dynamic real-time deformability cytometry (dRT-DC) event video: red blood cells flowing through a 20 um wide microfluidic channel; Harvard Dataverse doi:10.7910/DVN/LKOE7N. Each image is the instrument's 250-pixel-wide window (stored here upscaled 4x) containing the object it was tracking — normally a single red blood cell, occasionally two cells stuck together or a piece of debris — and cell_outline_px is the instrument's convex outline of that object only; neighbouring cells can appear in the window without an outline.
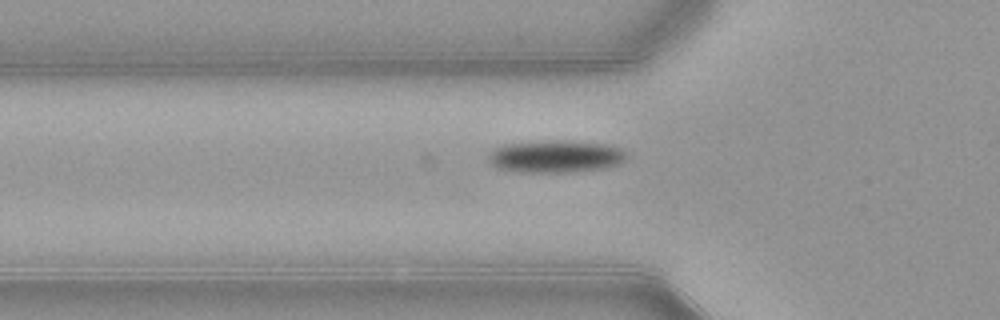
{"species": "common noctule bat (a hibernating species)", "species_latin": "Nyctalus noctula", "temperature_condition": "warm", "stored_images_in_passage": 38, "camera_frame_rate_fps": 3000, "um_per_image_px": 0.085, "animal": {"sex": "female", "body_mass_g": 21.9}, "frame": {"image": 1, "passage_image": 7, "time_ms": 2.0, "image_size_px": [1000, 320], "cell_outline_px": [[632, 152], [620, 164], [600, 168], [560, 172], [528, 172], [500, 168], [492, 164], [488, 160], [488, 152], [492, 148], [504, 144], [552, 140], [568, 140], [608, 144], [624, 148]], "centroid_in_image_um": [47.29, 13.26], "position_along_channel_um": 78.5, "area_um2": 26.24}}
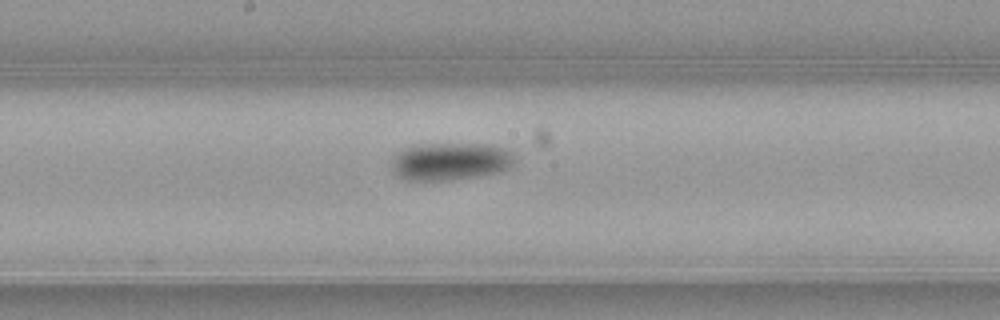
{"frame": {"image": 2, "passage_image": 17, "time_ms": 5.333, "image_size_px": [1000, 320], "cell_outline_px": [[516, 160], [508, 168], [496, 172], [476, 176], [448, 180], [408, 180], [400, 176], [392, 168], [392, 160], [396, 152], [412, 144], [488, 144], [504, 148], [512, 152], [516, 156]], "centroid_in_image_um": [38.28, 13.69], "position_along_channel_um": 209.9, "area_um2": 26.93}}
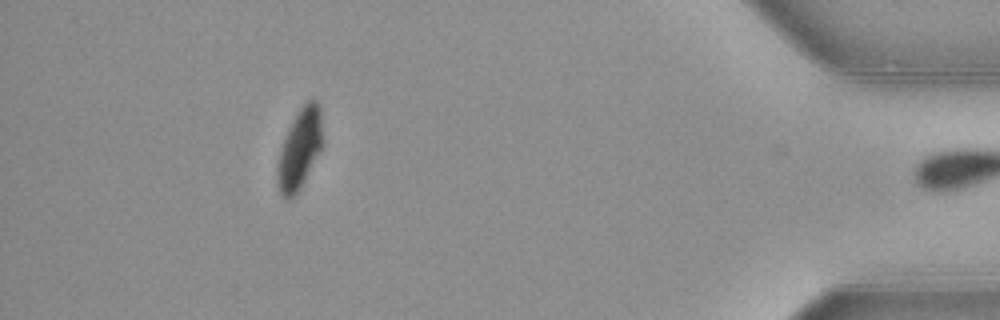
{"frame": {"image": 3, "passage_image": 37, "time_ms": 12.0, "image_size_px": [1000, 320], "cell_outline_px": [[324, 140], [320, 152], [300, 188], [292, 196], [284, 196], [280, 192], [276, 176], [276, 168], [280, 152], [288, 128], [300, 108], [308, 100], [316, 100], [320, 104]], "centroid_in_image_um": [25.51, 12.6], "position_along_channel_um": 409.7, "area_um2": 20.92}, "authors_computed_cell_mechanics": {"area_um2": 24.5072, "velocity_mm_per_s": 3.8973, "shape_relaxation_time_tau1_ms": 3.0971, "shape_relaxation_time_tau2_ms": null, "deformation_change_tau1": 0.121, "deformation_change_tau2": null}}